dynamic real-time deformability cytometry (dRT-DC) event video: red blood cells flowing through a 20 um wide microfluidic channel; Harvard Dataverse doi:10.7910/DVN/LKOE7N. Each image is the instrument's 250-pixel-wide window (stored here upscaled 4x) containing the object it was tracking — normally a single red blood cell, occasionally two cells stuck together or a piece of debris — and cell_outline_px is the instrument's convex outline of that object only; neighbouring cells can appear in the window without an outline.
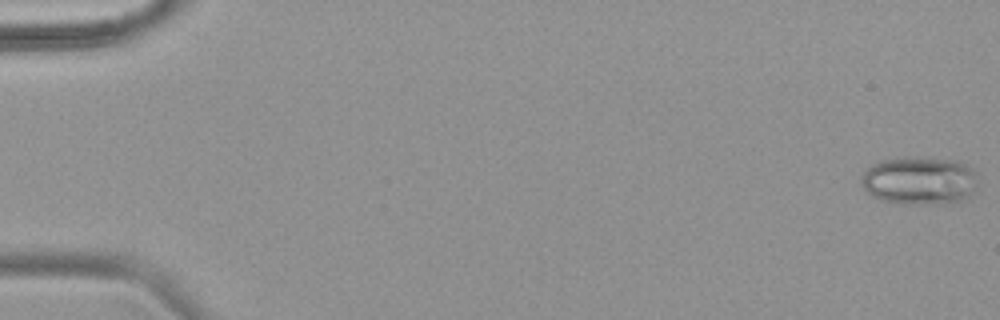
{"species": "common noctule bat (a hibernating species)", "species_latin": "Nyctalus noctula", "temperature_condition": "warm", "stored_images_in_passage": 54, "camera_frame_rate_fps": 3000, "um_per_image_px": 0.085, "animal": {"sex": "female", "body_mass_g": 18.4}, "frame": {"image": 1, "passage_image": 1, "time_ms": 0.0, "image_size_px": [1000, 320], "cell_outline_px": [[972, 188], [968, 196], [960, 200], [884, 200], [872, 196], [864, 188], [864, 172], [872, 164], [880, 160], [904, 156], [956, 160], [972, 168]], "centroid_in_image_um": [78.07, 15.24], "position_along_channel_um": 6.9, "area_um2": 30.29}}
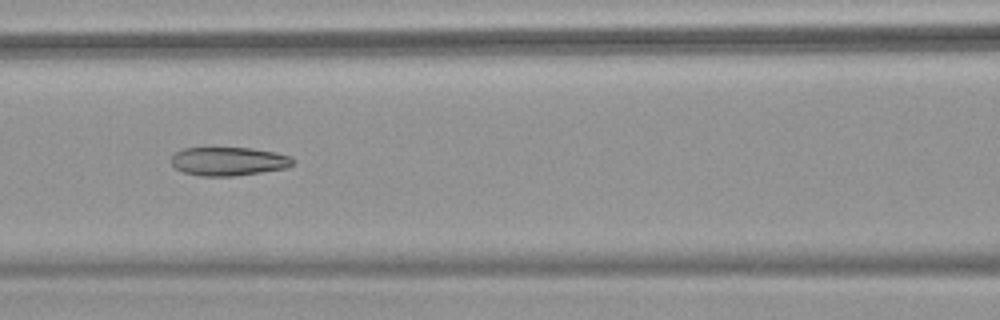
{"frame": {"image": 2, "passage_image": 25, "time_ms": 8.0, "image_size_px": [1000, 320], "cell_outline_px": [[296, 160], [288, 168], [232, 176], [200, 176], [184, 172], [176, 168], [172, 164], [172, 156], [176, 152], [184, 148], [252, 148], [292, 156]], "centroid_in_image_um": [19.45, 13.71], "position_along_channel_um": 147.1, "area_um2": 20.17}}
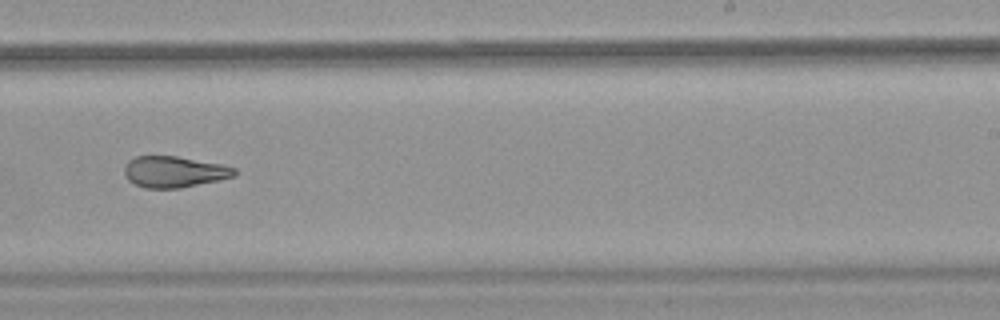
{"frame": {"image": 3, "passage_image": 35, "time_ms": 11.333, "image_size_px": [1000, 320], "cell_outline_px": [[236, 176], [220, 180], [180, 188], [144, 188], [128, 180], [124, 172], [124, 168], [128, 160], [136, 156], [176, 156], [220, 164], [236, 168]], "centroid_in_image_um": [14.8, 14.6], "position_along_channel_um": 274.2, "area_um2": 20.0}, "authors_computed_cell_mechanics": {"area_um2": 24.3049, "velocity_mm_per_s": 3.8278, "shape_relaxation_time_tau1_ms": null, "shape_relaxation_time_tau2_ms": 2.5339, "deformation_change_tau1": null, "deformation_change_tau2": 0.1109}}